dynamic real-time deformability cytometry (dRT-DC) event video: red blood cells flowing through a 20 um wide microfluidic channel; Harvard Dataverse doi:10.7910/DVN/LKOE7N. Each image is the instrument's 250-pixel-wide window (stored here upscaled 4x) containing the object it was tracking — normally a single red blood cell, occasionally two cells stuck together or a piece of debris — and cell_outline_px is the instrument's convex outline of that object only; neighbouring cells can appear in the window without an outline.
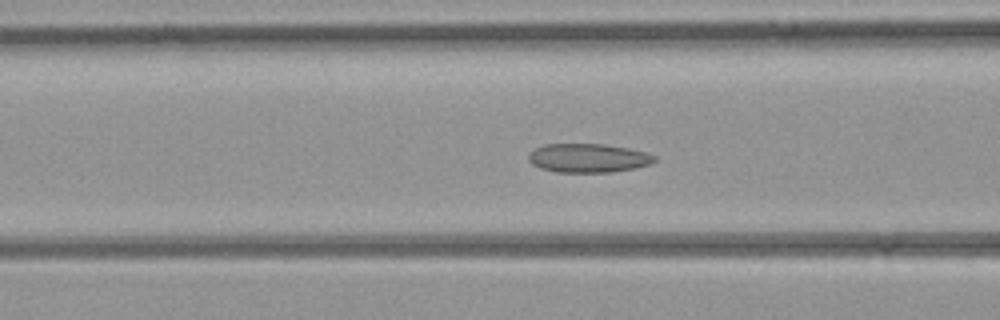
{"species": "common noctule bat (a hibernating species)", "species_latin": "Nyctalus noctula", "temperature_condition": "room temperature", "stored_images_in_passage": 46, "camera_frame_rate_fps": 3000, "um_per_image_px": 0.085, "animal": {"sex": "female", "body_mass_g": 21.9}, "frame": {"image": 1, "passage_image": 18, "time_ms": 5.667, "image_size_px": [1000, 320], "cell_outline_px": [[656, 160], [648, 164], [636, 168], [612, 172], [556, 172], [540, 168], [532, 164], [528, 160], [528, 152], [544, 144], [604, 144], [628, 148], [648, 152], [656, 156]], "centroid_in_image_um": [49.99, 13.43], "position_along_channel_um": 116.6, "area_um2": 21.33}}
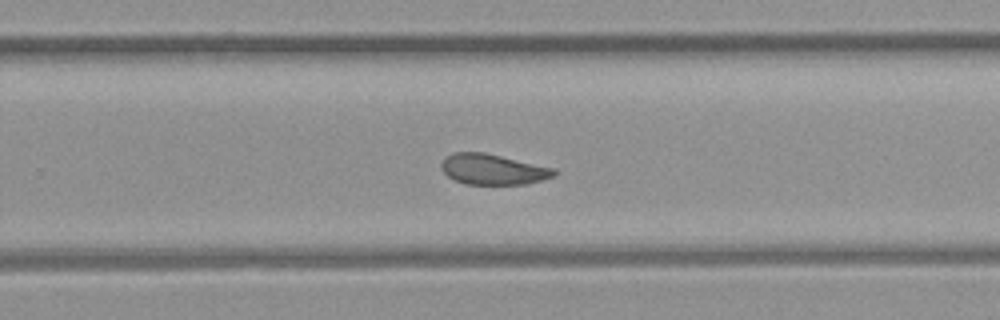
{"frame": {"image": 2, "passage_image": 29, "time_ms": 9.333, "image_size_px": [1000, 320], "cell_outline_px": [[556, 176], [524, 184], [468, 184], [456, 180], [448, 176], [440, 168], [440, 164], [444, 156], [452, 152], [484, 152], [556, 168]], "centroid_in_image_um": [41.88, 14.38], "position_along_channel_um": 287.9, "area_um2": 20.17}}
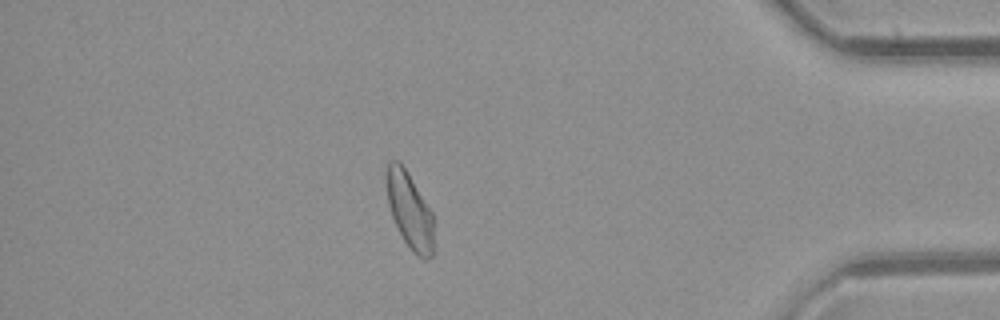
{"frame": {"image": 3, "passage_image": 39, "time_ms": 12.667, "image_size_px": [1000, 320], "cell_outline_px": [[432, 256], [428, 260], [424, 260], [404, 240], [392, 216], [388, 204], [388, 164], [392, 160], [400, 160], [408, 172], [432, 212]], "centroid_in_image_um": [34.83, 17.86], "position_along_channel_um": 400.4, "area_um2": 20.11}}